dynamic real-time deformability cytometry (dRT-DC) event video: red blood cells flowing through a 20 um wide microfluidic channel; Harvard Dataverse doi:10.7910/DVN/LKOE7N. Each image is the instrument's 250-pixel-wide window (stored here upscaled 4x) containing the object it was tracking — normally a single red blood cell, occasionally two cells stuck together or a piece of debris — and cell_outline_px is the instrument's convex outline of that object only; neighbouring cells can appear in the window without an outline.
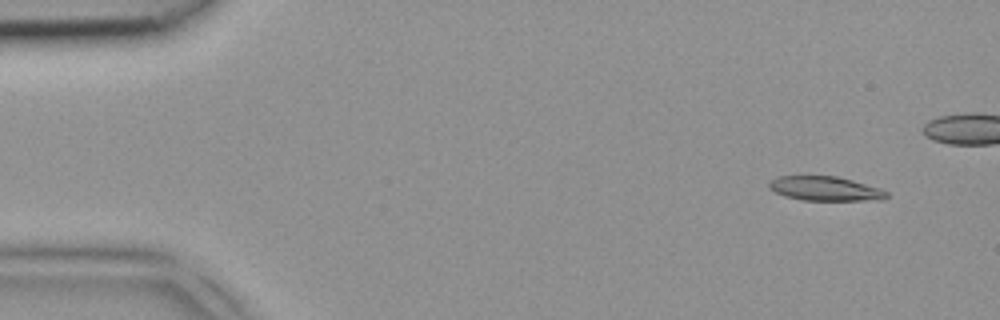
{"species": "common noctule bat (a hibernating species)", "species_latin": "Nyctalus noctula", "temperature_condition": "room temperature", "stored_images_in_passage": 7, "camera_frame_rate_fps": 3000, "um_per_image_px": 0.085, "animal": {"sex": "female", "body_mass_g": 18.4}, "frame": {"image": 1, "passage_image": 1, "time_ms": 0.0, "image_size_px": [1000, 320], "cell_outline_px": [[888, 196], [884, 200], [804, 200], [784, 196], [768, 188], [768, 180], [776, 176], [836, 176], [852, 180], [880, 188], [888, 192]], "centroid_in_image_um": [70.12, 16.03], "position_along_channel_um": 14.9, "area_um2": 16.76}}
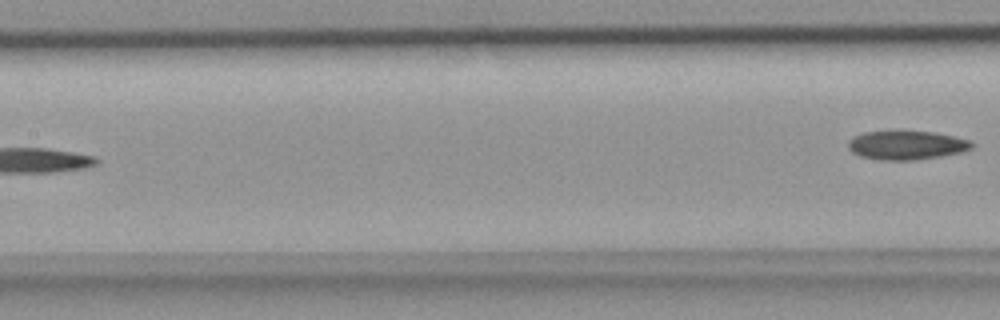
{"frame": {"image": 2, "passage_image": 7, "time_ms": 2.0, "image_size_px": [1000, 320], "cell_outline_px": [[972, 148], [960, 152], [940, 156], [912, 160], [880, 160], [860, 156], [852, 152], [848, 148], [848, 140], [852, 136], [864, 132], [932, 132], [972, 140]], "centroid_in_image_um": [77.02, 12.35], "position_along_channel_um": 130.4, "area_um2": 20.52}}